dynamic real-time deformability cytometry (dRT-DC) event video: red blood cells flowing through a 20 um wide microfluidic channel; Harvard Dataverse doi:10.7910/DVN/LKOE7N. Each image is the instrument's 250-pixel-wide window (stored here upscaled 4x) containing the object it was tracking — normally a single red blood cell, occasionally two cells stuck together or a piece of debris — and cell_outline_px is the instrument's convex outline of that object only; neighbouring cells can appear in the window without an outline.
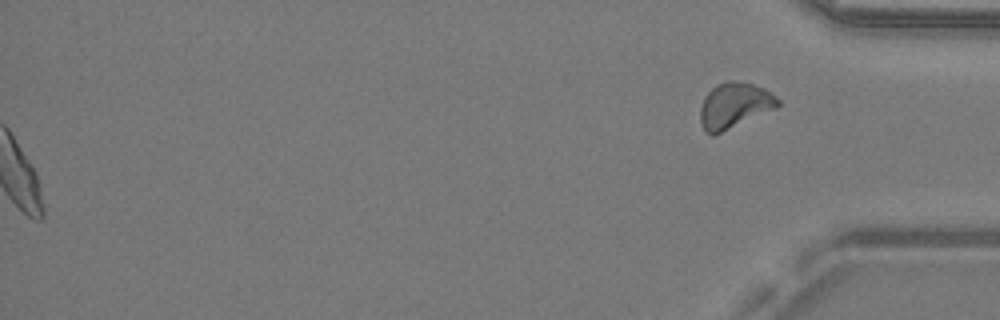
{"species": "common noctule bat (a hibernating species)", "species_latin": "Nyctalus noctula", "temperature_condition": "warm", "stored_images_in_passage": 49, "segment_of_instrument_passage": [2, 2], "camera_frame_rate_fps": 3000, "um_per_image_px": 0.085, "animal": {"sex": "male", "body_mass_g": 19.2, "forearm_length_mm": 51.8}, "frame": {"image": 1, "passage_image": 49, "time_ms": 16.0, "image_size_px": [1000, 320], "cell_outline_px": [[780, 104], [776, 108], [712, 136], [704, 132], [700, 124], [700, 108], [704, 96], [716, 84], [728, 80], [736, 80], [752, 84], [764, 88], [776, 96], [780, 100]], "centroid_in_image_um": [62.39, 8.96], "position_along_channel_um": 372.8, "area_um2": 20.69}}